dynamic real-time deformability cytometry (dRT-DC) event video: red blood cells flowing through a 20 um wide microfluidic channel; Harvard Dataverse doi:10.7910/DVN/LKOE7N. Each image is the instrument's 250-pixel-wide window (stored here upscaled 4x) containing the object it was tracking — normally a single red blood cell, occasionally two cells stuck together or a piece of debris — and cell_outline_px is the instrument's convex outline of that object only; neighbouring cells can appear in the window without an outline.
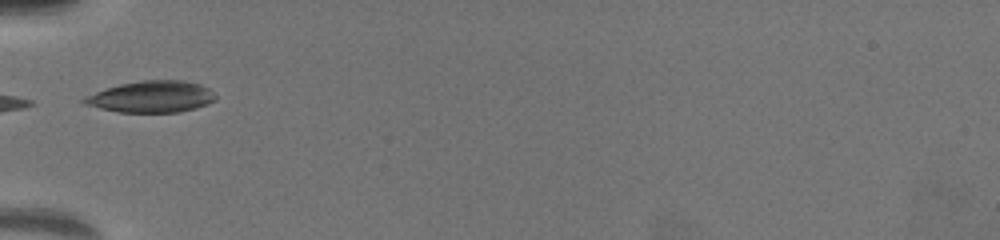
{"species": "common noctule bat (a hibernating species)", "species_latin": "Nyctalus noctula", "temperature_condition": "warm", "stored_images_in_passage": 6, "camera_frame_rate_fps": 3000, "um_per_image_px": 0.085, "animal": {"sex": "female", "body_mass_g": 19.5, "forearm_length_mm": 54.1}, "frame": {"image": 1, "passage_image": 1, "time_ms": 0.0, "image_size_px": [1000, 240], "cell_outline_px": [[216, 100], [208, 104], [196, 108], [180, 112], [120, 112], [100, 108], [84, 104], [80, 100], [96, 92], [120, 84], [140, 80], [184, 80], [200, 84], [208, 88], [216, 96]], "centroid_in_image_um": [12.92, 8.22], "position_along_channel_um": 72.1, "area_um2": 24.04}}
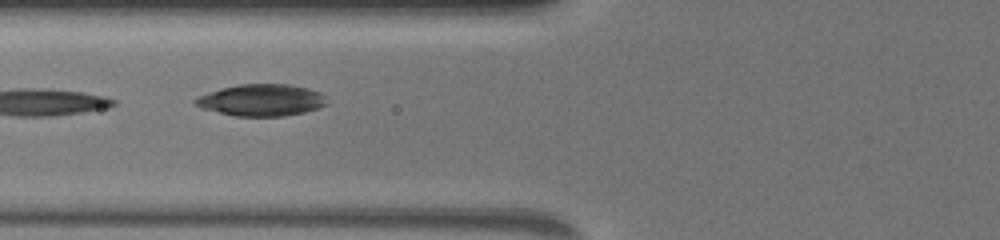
{"frame": {"image": 2, "passage_image": 4, "time_ms": 1.0, "image_size_px": [1000, 240], "cell_outline_px": [[328, 104], [304, 112], [284, 116], [236, 116], [204, 108], [196, 104], [192, 100], [196, 96], [220, 88], [240, 84], [288, 84], [308, 88], [320, 92], [324, 96]], "centroid_in_image_um": [22.22, 8.5], "position_along_channel_um": 103.6, "area_um2": 24.22}}